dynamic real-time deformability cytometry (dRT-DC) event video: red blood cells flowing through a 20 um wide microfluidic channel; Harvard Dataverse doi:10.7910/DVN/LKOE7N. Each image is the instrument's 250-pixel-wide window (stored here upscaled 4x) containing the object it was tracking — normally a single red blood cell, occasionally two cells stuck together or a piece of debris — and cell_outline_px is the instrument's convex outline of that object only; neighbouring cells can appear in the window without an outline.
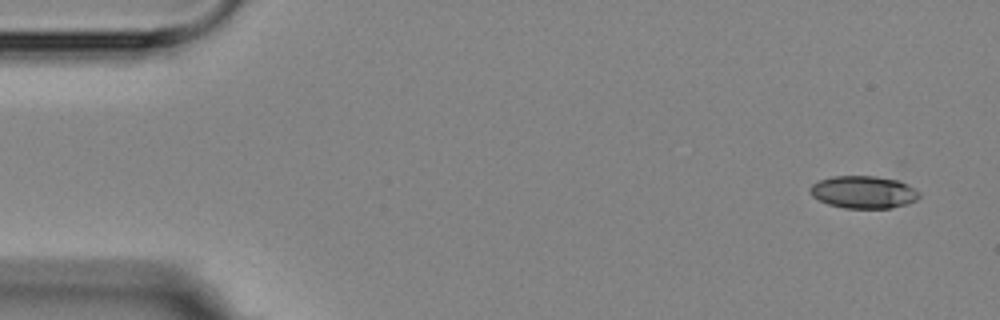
{"species": "Egyptian fruit bat (a non-hibernating species)", "species_latin": "Rousettus aegyptiacus", "temperature_condition": "room temperature", "stored_images_in_passage": 6, "camera_frame_rate_fps": 3000, "um_per_image_px": 0.085, "animal": {"sex": "female"}, "frame": {"image": 1, "passage_image": 1, "time_ms": 0.0, "image_size_px": [1000, 320], "cell_outline_px": [[920, 196], [916, 200], [908, 204], [888, 208], [844, 208], [828, 204], [812, 196], [808, 188], [812, 184], [820, 180], [832, 176], [876, 176], [900, 180], [908, 184], [920, 192]], "centroid_in_image_um": [73.41, 16.32], "position_along_channel_um": 11.6, "area_um2": 20.81}}
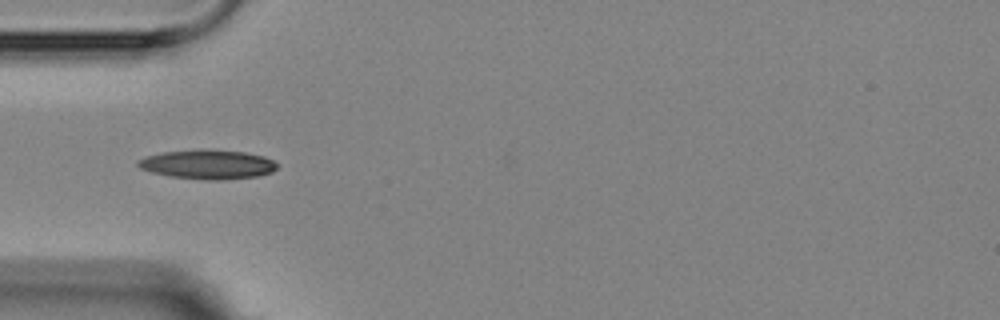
{"frame": {"image": 2, "passage_image": 5, "time_ms": 4.667, "image_size_px": [1000, 320], "cell_outline_px": [[276, 168], [272, 172], [260, 176], [224, 180], [208, 180], [168, 176], [152, 172], [140, 168], [136, 164], [136, 160], [144, 156], [164, 152], [200, 148], [244, 152], [264, 156], [272, 160], [276, 164]], "centroid_in_image_um": [17.63, 13.97], "position_along_channel_um": 67.4, "area_um2": 24.04}}
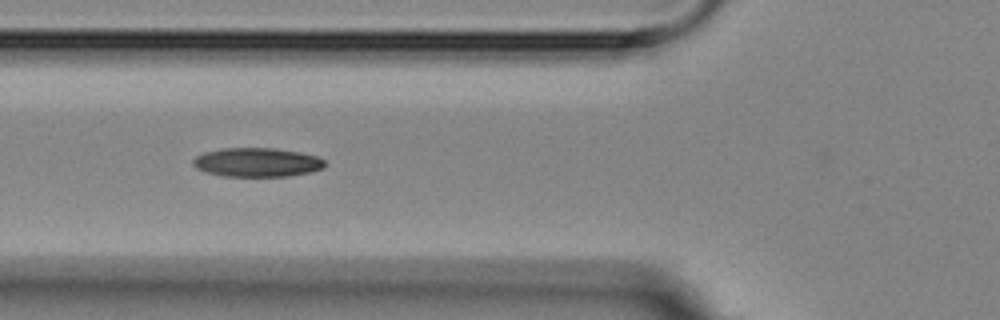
{"frame": {"image": 3, "passage_image": 6, "time_ms": 5.667, "image_size_px": [1000, 320], "cell_outline_px": [[324, 168], [308, 172], [288, 176], [220, 176], [196, 168], [192, 164], [192, 160], [196, 156], [204, 152], [224, 148], [276, 148], [300, 152], [316, 156], [324, 160]], "centroid_in_image_um": [21.82, 13.79], "position_along_channel_um": 104.0, "area_um2": 22.2}}